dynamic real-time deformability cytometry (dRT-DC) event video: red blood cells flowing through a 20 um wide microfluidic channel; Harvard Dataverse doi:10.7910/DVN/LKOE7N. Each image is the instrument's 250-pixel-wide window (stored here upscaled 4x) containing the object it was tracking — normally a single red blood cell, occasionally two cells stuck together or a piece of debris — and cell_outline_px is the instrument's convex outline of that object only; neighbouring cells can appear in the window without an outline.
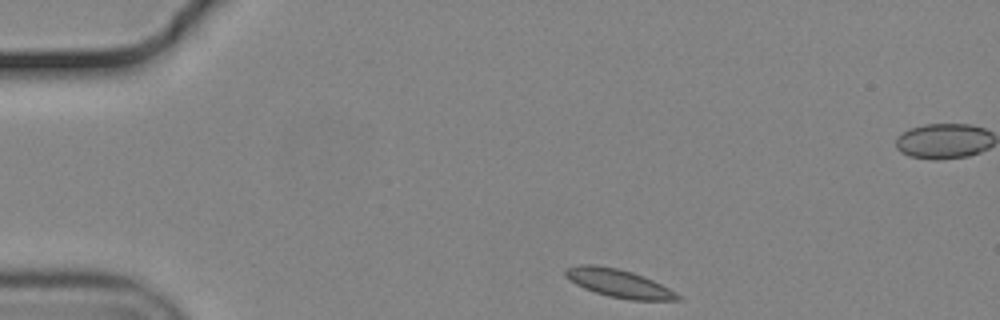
{"species": "common noctule bat (a hibernating species)", "species_latin": "Nyctalus noctula", "temperature_condition": "cold", "stored_images_in_passage": 38, "camera_frame_rate_fps": 3000, "um_per_image_px": 0.085, "animal": {"sex": "male", "body_mass_g": 19.2, "forearm_length_mm": 51.8}, "frame": {"image": 1, "passage_image": 1, "time_ms": 0.0, "image_size_px": [1000, 320], "cell_outline_px": [[684, 300], [632, 300], [608, 296], [584, 288], [576, 284], [564, 276], [564, 268], [580, 264], [596, 264], [616, 268], [632, 272], [644, 276], [676, 292]], "centroid_in_image_um": [52.57, 24.07], "position_along_channel_um": 32.4, "area_um2": 18.38}}
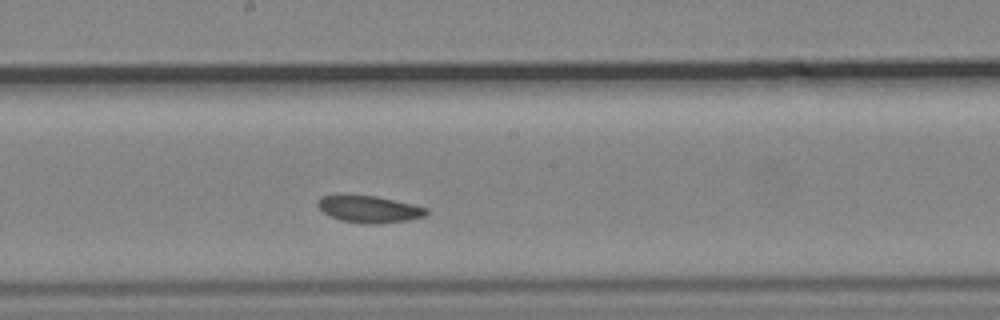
{"frame": {"image": 2, "passage_image": 21, "time_ms": 6.667, "image_size_px": [1000, 320], "cell_outline_px": [[428, 212], [424, 216], [408, 220], [380, 224], [376, 224], [340, 220], [328, 216], [316, 204], [320, 196], [376, 196], [412, 204], [428, 208]], "centroid_in_image_um": [31.39, 17.79], "position_along_channel_um": 216.8, "area_um2": 16.7}}
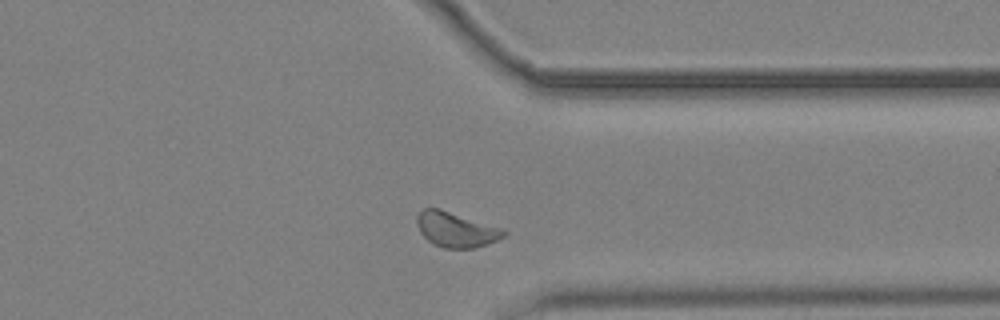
{"frame": {"image": 3, "passage_image": 34, "time_ms": 11.0, "image_size_px": [1000, 320], "cell_outline_px": [[508, 232], [504, 236], [488, 244], [472, 248], [444, 248], [432, 244], [420, 232], [416, 224], [416, 216], [424, 208], [440, 208], [504, 228]], "centroid_in_image_um": [38.76, 19.5], "position_along_channel_um": 372.6, "area_um2": 17.92}, "authors_computed_cell_mechanics": {"area_um2": 17.2822, "velocity_mm_per_s": 3.6295, "shape_relaxation_time_tau1_ms": null, "shape_relaxation_time_tau2_ms": 10.4071, "deformation_change_tau1": null, "deformation_change_tau2": 0.0782}}